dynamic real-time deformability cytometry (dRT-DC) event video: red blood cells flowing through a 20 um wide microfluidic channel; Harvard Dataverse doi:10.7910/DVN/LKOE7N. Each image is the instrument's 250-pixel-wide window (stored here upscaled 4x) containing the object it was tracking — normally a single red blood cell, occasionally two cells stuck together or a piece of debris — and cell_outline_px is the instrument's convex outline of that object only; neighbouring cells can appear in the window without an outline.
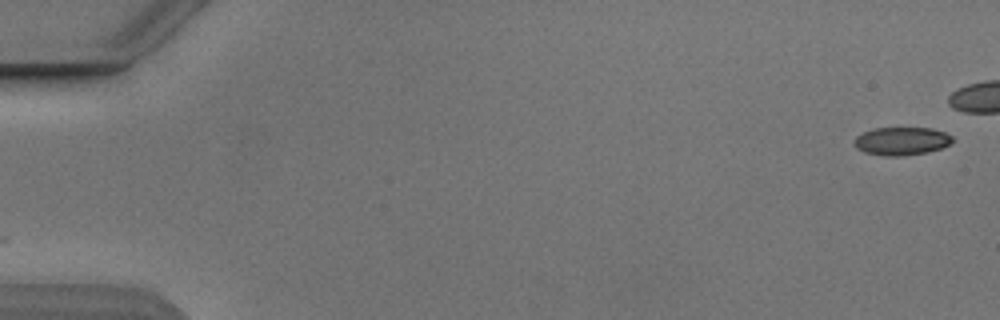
{"species": "Egyptian fruit bat (a non-hibernating species)", "species_latin": "Rousettus aegyptiacus", "temperature_condition": "cold", "stored_images_in_passage": 9, "camera_frame_rate_fps": 3000, "um_per_image_px": 0.085, "animal": {"sex": "male"}, "frame": {"image": 1, "passage_image": 1, "time_ms": 0.0, "image_size_px": [1000, 320], "cell_outline_px": [[956, 140], [940, 148], [928, 152], [904, 156], [884, 156], [864, 152], [856, 148], [852, 144], [852, 140], [856, 136], [872, 128], [932, 128], [944, 132], [952, 136]], "centroid_in_image_um": [76.6, 11.99], "position_along_channel_um": 8.4, "area_um2": 16.3}}